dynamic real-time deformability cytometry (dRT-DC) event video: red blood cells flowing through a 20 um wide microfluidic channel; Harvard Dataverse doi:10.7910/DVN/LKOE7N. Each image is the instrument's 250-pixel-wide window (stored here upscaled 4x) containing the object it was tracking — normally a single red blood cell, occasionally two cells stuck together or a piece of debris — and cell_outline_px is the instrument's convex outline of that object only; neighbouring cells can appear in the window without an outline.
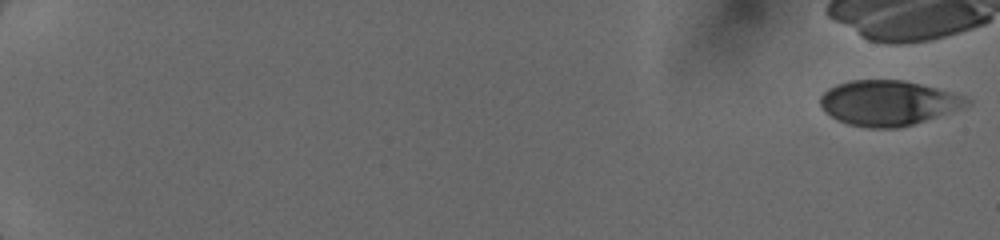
{"species": "human", "species_latin": "Homo sapiens", "temperature_condition": "cold", "stored_images_in_passage": 10, "camera_frame_rate_fps": 3000, "um_per_image_px": 0.085, "donor": {"sex": "female"}, "frame": {"image": 1, "passage_image": 1, "time_ms": 0.0, "image_size_px": [1000, 240], "cell_outline_px": [[972, 100], [964, 104], [936, 116], [912, 124], [896, 128], [868, 128], [848, 124], [832, 116], [820, 104], [820, 96], [828, 88], [836, 84], [852, 80], [904, 80], [920, 84], [960, 96]], "centroid_in_image_um": [75.37, 8.74], "position_along_channel_um": 9.6, "area_um2": 37.22}}